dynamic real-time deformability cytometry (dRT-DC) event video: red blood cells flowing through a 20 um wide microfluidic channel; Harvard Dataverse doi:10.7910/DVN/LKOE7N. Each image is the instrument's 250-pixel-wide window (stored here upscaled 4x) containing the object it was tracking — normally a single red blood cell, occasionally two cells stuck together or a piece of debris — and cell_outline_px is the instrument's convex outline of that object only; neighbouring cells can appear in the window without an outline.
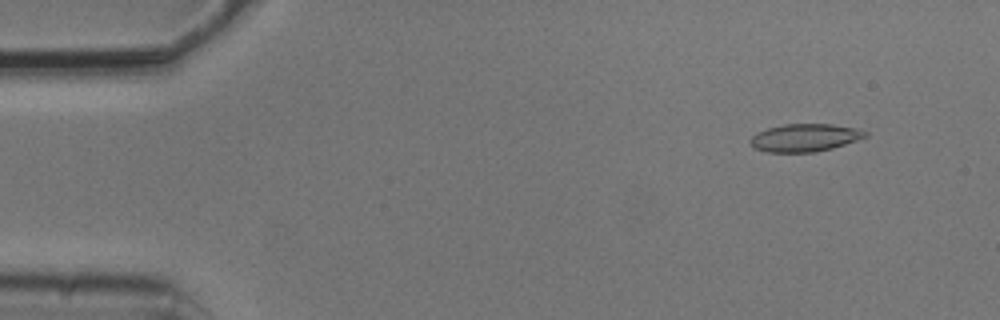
{"species": "common noctule bat (a hibernating species)", "species_latin": "Nyctalus noctula", "temperature_condition": "cold", "stored_images_in_passage": 5, "camera_frame_rate_fps": 3000, "um_per_image_px": 0.085, "animal": {"sex": "male", "body_mass_g": 20.5, "forearm_length_mm": 52.5}, "frame": {"image": 1, "passage_image": 1, "time_ms": 0.0, "image_size_px": [1000, 320], "cell_outline_px": [[868, 136], [832, 148], [816, 152], [768, 152], [756, 148], [748, 140], [756, 132], [768, 128], [784, 124], [832, 124], [856, 128], [868, 132]], "centroid_in_image_um": [68.41, 11.7], "position_along_channel_um": 16.6, "area_um2": 18.5}}
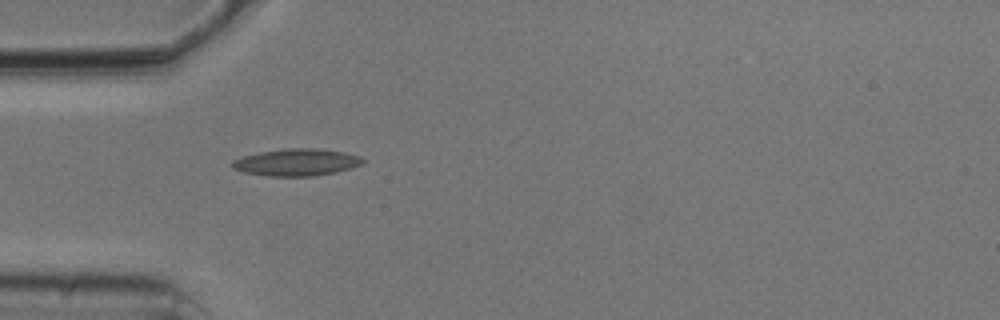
{"frame": {"image": 2, "passage_image": 4, "time_ms": 1.0, "image_size_px": [1000, 320], "cell_outline_px": [[364, 164], [336, 172], [312, 176], [268, 176], [244, 172], [232, 168], [232, 160], [244, 156], [260, 152], [288, 148], [316, 148], [344, 152], [360, 156], [364, 160]], "centroid_in_image_um": [25.22, 13.79], "position_along_channel_um": 59.8, "area_um2": 20.52}}
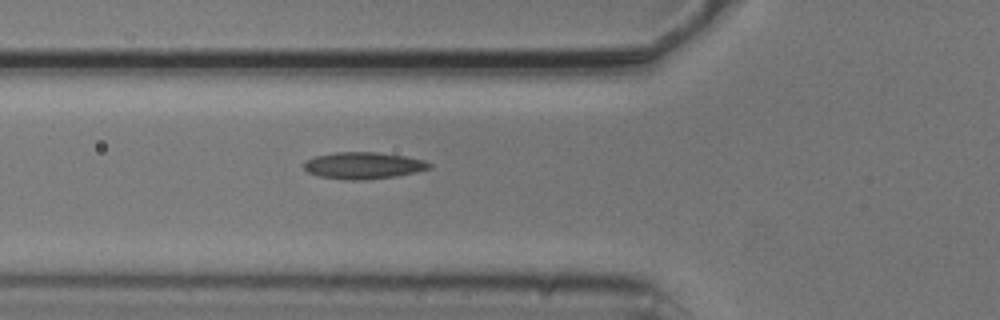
{"frame": {"image": 3, "passage_image": 5, "time_ms": 1.333, "image_size_px": [1000, 320], "cell_outline_px": [[432, 168], [416, 172], [396, 176], [364, 180], [344, 180], [320, 176], [308, 172], [304, 168], [304, 160], [316, 156], [336, 152], [376, 152], [404, 156], [424, 160], [432, 164]], "centroid_in_image_um": [30.89, 14.07], "position_along_channel_um": 94.9, "area_um2": 19.59}}